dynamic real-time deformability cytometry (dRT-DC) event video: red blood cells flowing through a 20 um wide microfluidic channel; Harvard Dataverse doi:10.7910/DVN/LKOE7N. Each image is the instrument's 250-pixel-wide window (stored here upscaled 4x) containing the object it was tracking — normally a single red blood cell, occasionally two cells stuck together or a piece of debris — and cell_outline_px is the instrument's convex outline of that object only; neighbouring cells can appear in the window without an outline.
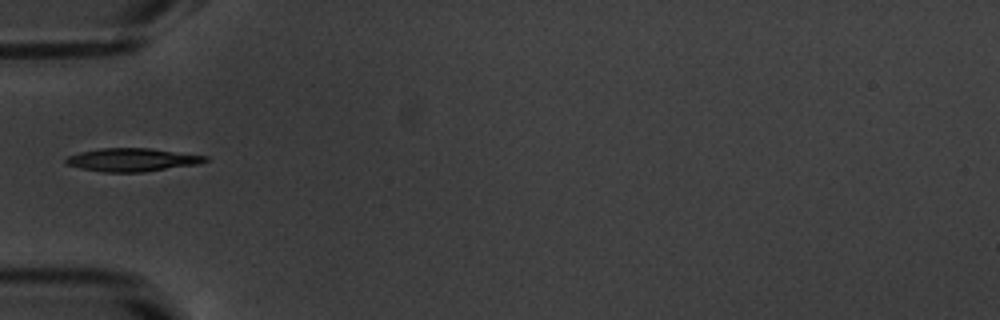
{"species": "common noctule bat (a hibernating species)", "species_latin": "Nyctalus noctula", "temperature_condition": "warm", "stored_images_in_passage": 36, "camera_frame_rate_fps": 3000, "um_per_image_px": 0.085, "animal": {"sex": "male", "body_mass_g": 20.1, "forearm_length_mm": 53.5}, "frame": {"image": 1, "passage_image": 1, "time_ms": 0.0, "image_size_px": [1000, 320], "cell_outline_px": [[208, 160], [200, 164], [144, 172], [104, 172], [80, 168], [68, 164], [64, 160], [68, 156], [80, 152], [100, 148], [148, 148], [208, 156]], "centroid_in_image_um": [11.26, 13.58], "position_along_channel_um": 73.7, "area_um2": 18.79}}
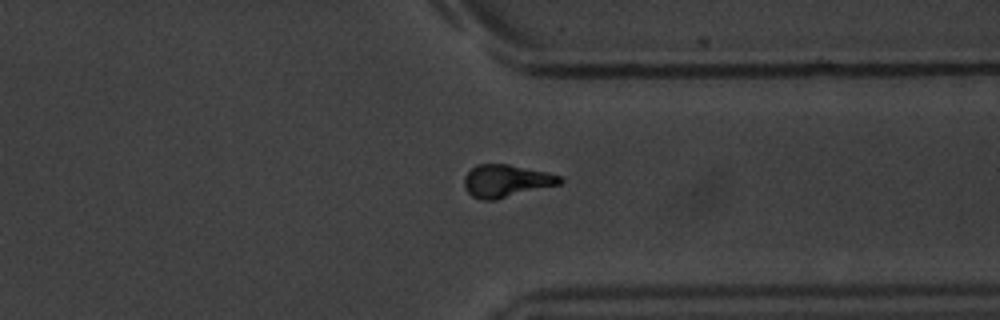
{"frame": {"image": 2, "passage_image": 24, "time_ms": 7.667, "image_size_px": [1000, 320], "cell_outline_px": [[564, 180], [560, 184], [496, 200], [484, 200], [472, 196], [464, 188], [464, 176], [476, 164], [508, 164], [548, 172], [560, 176]], "centroid_in_image_um": [43.02, 15.38], "position_along_channel_um": 368.4, "area_um2": 18.21}}
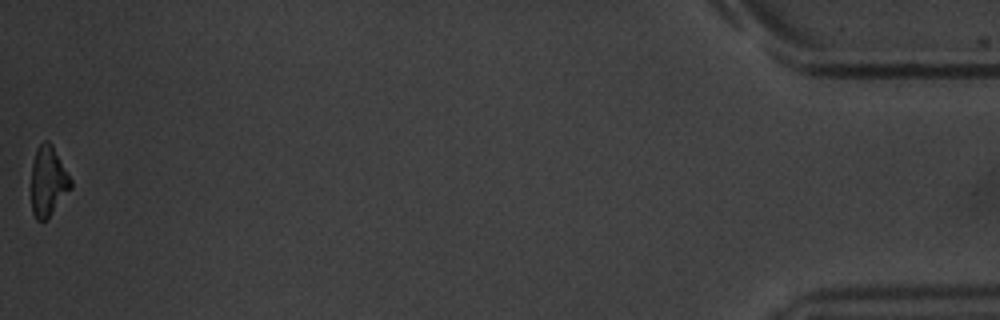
{"frame": {"image": 3, "passage_image": 36, "time_ms": 11.667, "image_size_px": [1000, 320], "cell_outline_px": [[72, 188], [48, 216], [44, 220], [36, 220], [32, 212], [32, 164], [36, 148], [44, 140], [48, 140], [52, 144], [72, 180]], "centroid_in_image_um": [4.09, 15.36], "position_along_channel_um": 431.1, "area_um2": 15.9}}